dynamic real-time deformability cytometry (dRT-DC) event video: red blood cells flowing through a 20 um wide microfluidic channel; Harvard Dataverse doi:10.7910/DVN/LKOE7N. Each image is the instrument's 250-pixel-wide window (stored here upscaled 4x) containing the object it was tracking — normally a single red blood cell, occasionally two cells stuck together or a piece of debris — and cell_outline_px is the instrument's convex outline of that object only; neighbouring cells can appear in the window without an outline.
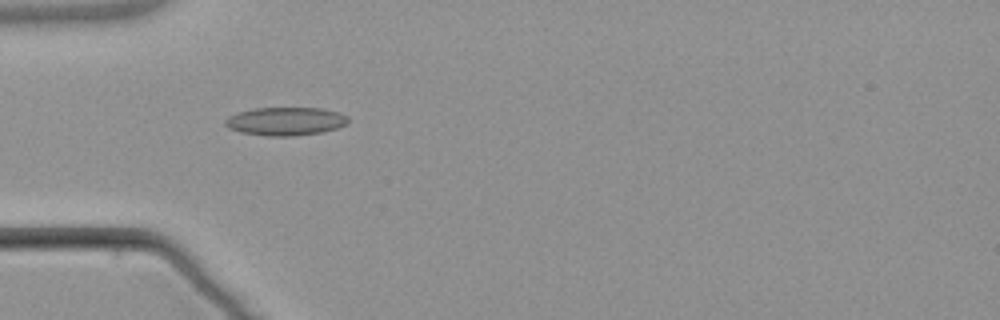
{"species": "common noctule bat (a hibernating species)", "species_latin": "Nyctalus noctula", "temperature_condition": "warm", "stored_images_in_passage": 3, "camera_frame_rate_fps": 3000, "um_per_image_px": 0.085, "animal": {"sex": "male", "body_mass_g": 21.5, "forearm_length_mm": 52.0}, "frame": {"image": 1, "passage_image": 2, "time_ms": 2.0, "image_size_px": [1000, 320], "cell_outline_px": [[348, 120], [344, 124], [336, 128], [324, 132], [292, 136], [264, 136], [240, 132], [228, 128], [224, 124], [224, 120], [228, 116], [240, 112], [256, 108], [324, 108], [340, 112], [348, 116]], "centroid_in_image_um": [24.26, 10.31], "position_along_channel_um": 60.7, "area_um2": 20.35}}
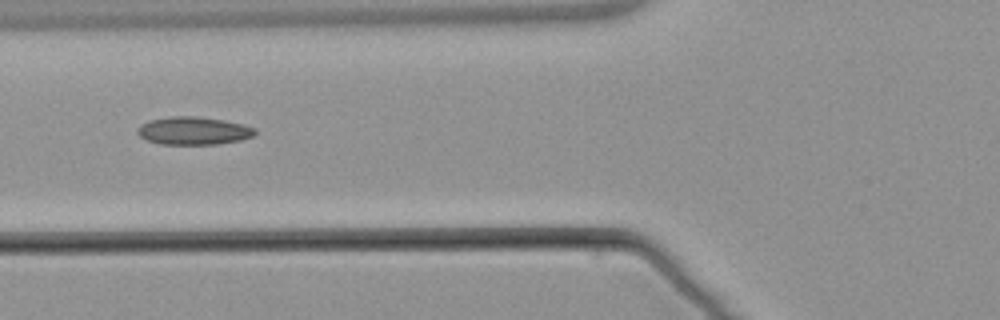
{"frame": {"image": 2, "passage_image": 3, "time_ms": 3.333, "image_size_px": [1000, 320], "cell_outline_px": [[256, 132], [252, 136], [240, 140], [216, 144], [160, 144], [148, 140], [140, 136], [136, 132], [136, 128], [140, 124], [148, 120], [172, 116], [196, 116], [224, 120], [244, 124], [256, 128]], "centroid_in_image_um": [16.43, 11.1], "position_along_channel_um": 109.4, "area_um2": 19.19}}